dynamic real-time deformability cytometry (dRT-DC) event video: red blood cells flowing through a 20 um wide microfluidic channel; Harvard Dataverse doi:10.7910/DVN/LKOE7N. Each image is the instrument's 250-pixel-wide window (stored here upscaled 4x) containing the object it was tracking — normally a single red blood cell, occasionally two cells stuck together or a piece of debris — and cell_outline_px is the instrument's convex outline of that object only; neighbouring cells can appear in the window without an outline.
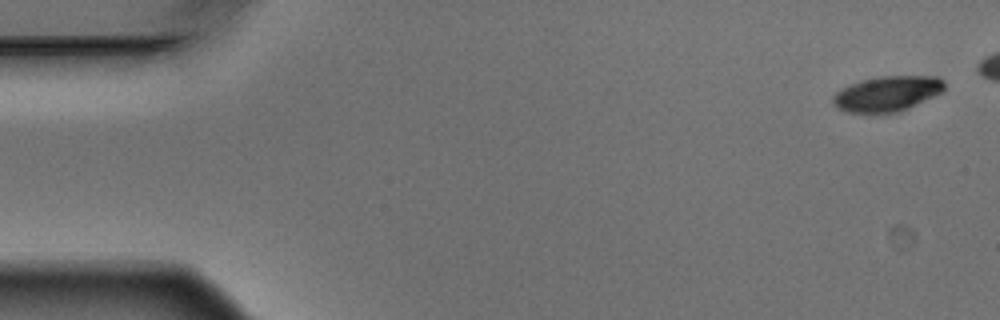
{"species": "Egyptian fruit bat (a non-hibernating species)", "species_latin": "Rousettus aegyptiacus", "temperature_condition": "warm", "stored_images_in_passage": 7, "segment_of_instrument_passage": [1, 2], "camera_frame_rate_fps": 3000, "um_per_image_px": 0.085, "animal": {"sex": "male"}, "frame": {"image": 1, "passage_image": 1, "time_ms": 0.0, "image_size_px": [1000, 320], "cell_outline_px": [[944, 92], [900, 112], [884, 116], [844, 112], [836, 108], [832, 104], [832, 96], [840, 88], [860, 80], [880, 76], [940, 76], [944, 80]], "centroid_in_image_um": [75.38, 8.01], "position_along_channel_um": 9.6, "area_um2": 24.04}}
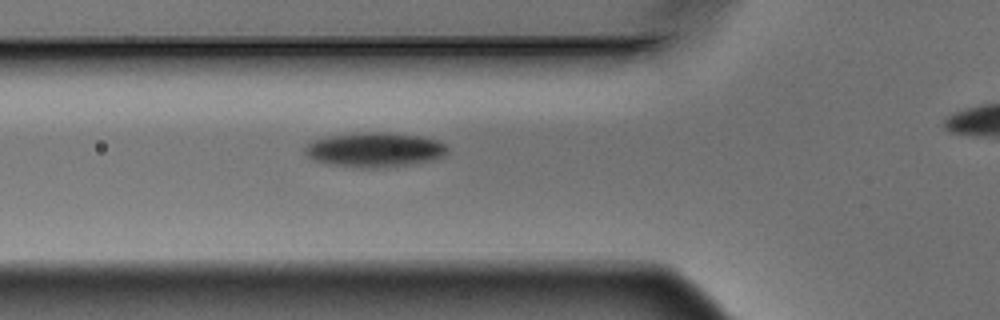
{"frame": {"image": 2, "passage_image": 6, "time_ms": 1.667, "image_size_px": [1000, 320], "cell_outline_px": [[448, 152], [444, 156], [436, 160], [412, 164], [380, 168], [356, 168], [328, 164], [312, 160], [304, 152], [304, 148], [312, 140], [328, 136], [360, 132], [388, 132], [420, 136], [440, 140], [448, 148]], "centroid_in_image_um": [31.87, 12.73], "position_along_channel_um": 93.9, "area_um2": 29.3}}